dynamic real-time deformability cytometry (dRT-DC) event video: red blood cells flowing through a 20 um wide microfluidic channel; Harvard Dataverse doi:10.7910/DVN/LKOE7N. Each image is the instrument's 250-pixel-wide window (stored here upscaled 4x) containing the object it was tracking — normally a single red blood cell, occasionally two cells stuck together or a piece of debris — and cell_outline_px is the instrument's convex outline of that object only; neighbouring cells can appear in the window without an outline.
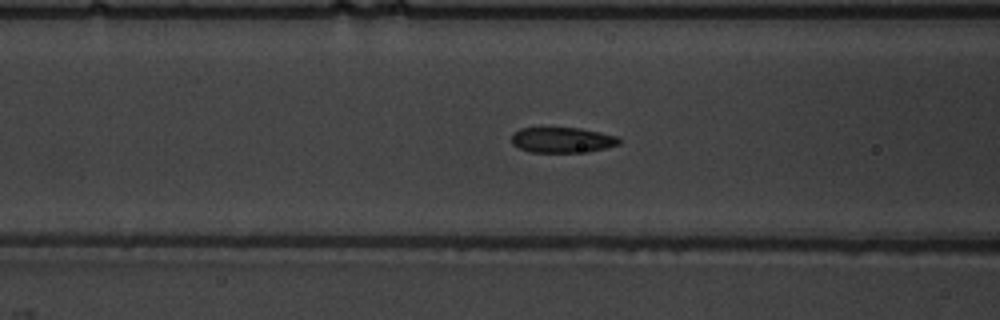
{"species": "common noctule bat (a hibernating species)", "species_latin": "Nyctalus noctula", "temperature_condition": "warm", "stored_images_in_passage": 57, "camera_frame_rate_fps": 3000, "um_per_image_px": 0.085, "animal": {"sex": "male", "body_mass_g": 19.5, "forearm_length_mm": 54.6}, "frame": {"image": 1, "passage_image": 24, "time_ms": 7.667, "image_size_px": [1000, 320], "cell_outline_px": [[620, 144], [588, 152], [528, 152], [512, 144], [512, 132], [520, 128], [580, 128], [620, 136]], "centroid_in_image_um": [47.8, 11.9], "position_along_channel_um": 118.8, "area_um2": 16.07}}
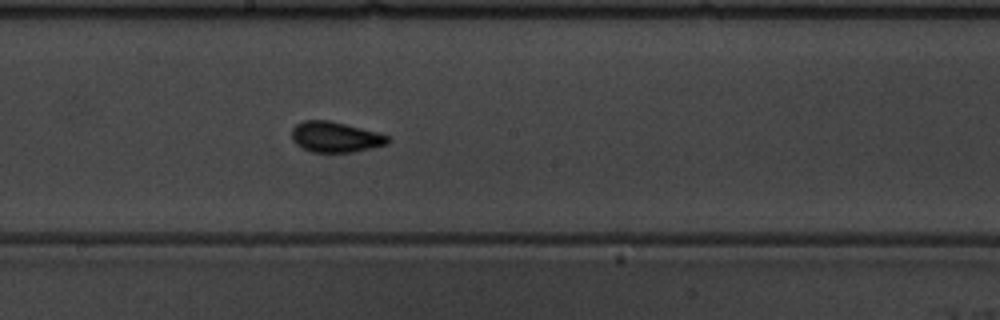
{"frame": {"image": 2, "passage_image": 32, "time_ms": 10.333, "image_size_px": [1000, 320], "cell_outline_px": [[392, 140], [388, 144], [372, 148], [352, 152], [312, 152], [296, 144], [292, 140], [292, 128], [296, 124], [304, 120], [328, 120], [376, 132], [388, 136]], "centroid_in_image_um": [28.51, 11.65], "position_along_channel_um": 219.7, "area_um2": 16.99}}
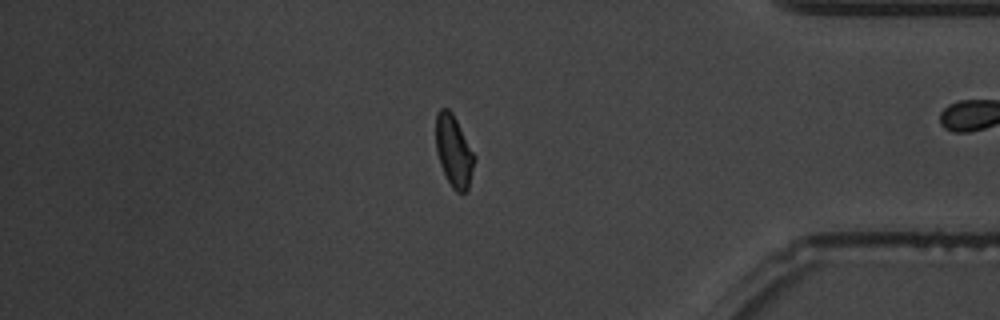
{"frame": {"image": 3, "passage_image": 48, "time_ms": 15.667, "image_size_px": [1000, 320], "cell_outline_px": [[476, 156], [468, 192], [456, 192], [452, 188], [440, 164], [436, 152], [436, 112], [440, 108], [448, 108], [452, 112]], "centroid_in_image_um": [38.58, 12.85], "position_along_channel_um": 396.6, "area_um2": 16.18}, "authors_computed_cell_mechanics": {"area_um2": 16.2996, "velocity_mm_per_s": 3.7909, "shape_relaxation_time_tau1_ms": 4.0881, "shape_relaxation_time_tau2_ms": 1.0845, "deformation_change_tau1": 0.1499, "deformation_change_tau2": 0.0594}}